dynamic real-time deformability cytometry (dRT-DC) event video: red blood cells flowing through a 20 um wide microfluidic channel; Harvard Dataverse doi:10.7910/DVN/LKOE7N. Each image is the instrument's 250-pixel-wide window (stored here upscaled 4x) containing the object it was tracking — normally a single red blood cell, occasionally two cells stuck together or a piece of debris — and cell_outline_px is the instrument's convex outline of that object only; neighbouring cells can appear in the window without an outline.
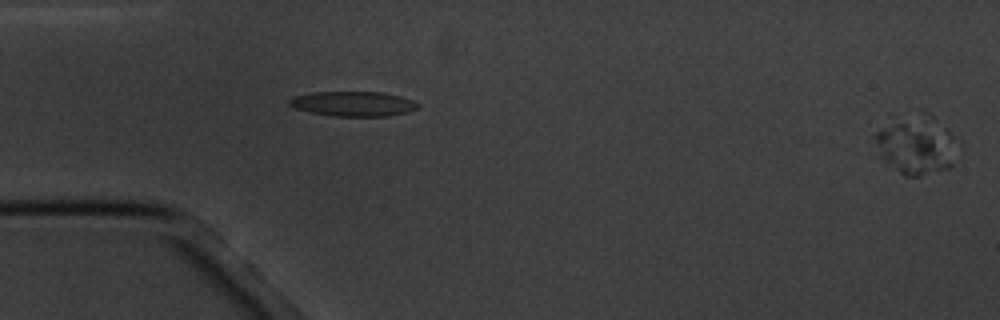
{"species": "common noctule bat (a hibernating species)", "species_latin": "Nyctalus noctula", "temperature_condition": "cold", "stored_images_in_passage": 4, "segment_of_instrument_passage": [2, 2], "camera_frame_rate_fps": 3000, "um_per_image_px": 0.085, "animal": {"sex": "male", "body_mass_g": 20.1, "forearm_length_mm": 53.5}, "frame": {"image": 1, "passage_image": 4, "time_ms": 4.333, "image_size_px": [1000, 320], "cell_outline_px": [[952, 168], [920, 176], [904, 176], [880, 156], [876, 140], [876, 132], [892, 116], [920, 108], [924, 108], [932, 112], [948, 128], [952, 136]], "centroid_in_image_um": [77.84, 12.18], "position_along_channel_um": 7.2, "area_um2": 29.02}}